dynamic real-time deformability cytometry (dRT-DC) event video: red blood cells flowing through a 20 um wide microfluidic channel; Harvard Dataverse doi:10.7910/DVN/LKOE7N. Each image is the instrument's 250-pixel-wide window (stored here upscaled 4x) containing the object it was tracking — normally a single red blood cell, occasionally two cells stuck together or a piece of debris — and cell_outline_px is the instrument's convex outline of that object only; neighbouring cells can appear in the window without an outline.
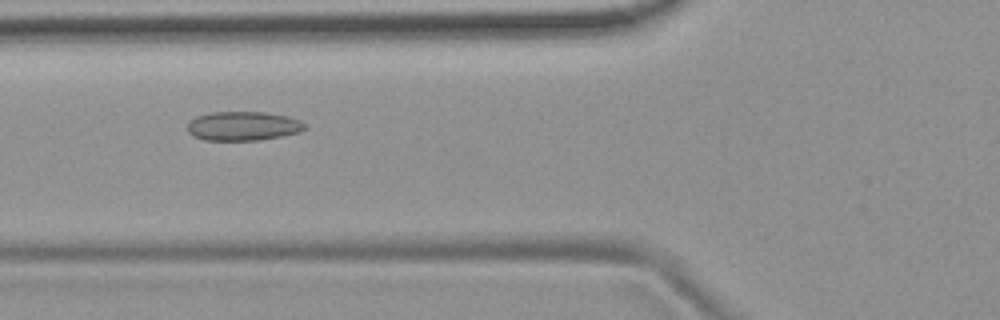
{"species": "common noctule bat (a hibernating species)", "species_latin": "Nyctalus noctula", "temperature_condition": "room temperature", "stored_images_in_passage": 42, "camera_frame_rate_fps": 3000, "um_per_image_px": 0.085, "animal": {"sex": "female", "body_mass_g": 19.9}, "frame": {"image": 1, "passage_image": 8, "time_ms": 2.333, "image_size_px": [1000, 320], "cell_outline_px": [[304, 128], [300, 132], [260, 140], [204, 140], [192, 136], [188, 132], [188, 120], [196, 116], [212, 112], [264, 112], [288, 116], [300, 120], [304, 124]], "centroid_in_image_um": [20.62, 10.71], "position_along_channel_um": 105.2, "area_um2": 19.94}}
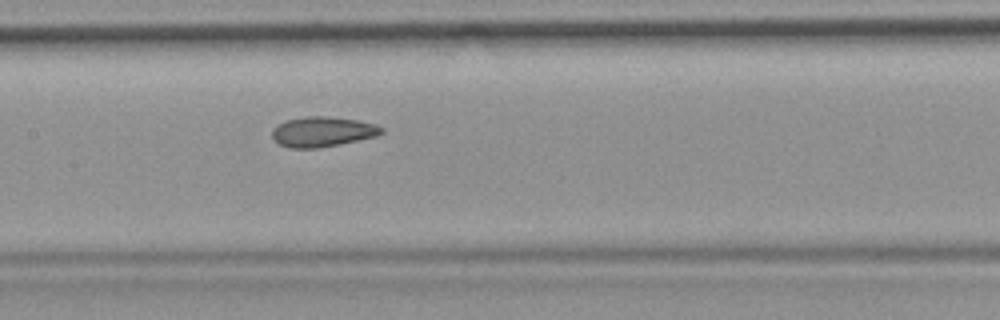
{"frame": {"image": 2, "passage_image": 14, "time_ms": 4.333, "image_size_px": [1000, 320], "cell_outline_px": [[384, 132], [376, 136], [340, 144], [316, 148], [288, 148], [280, 144], [272, 136], [272, 128], [276, 124], [288, 120], [308, 116], [328, 116], [356, 120], [376, 124], [384, 128]], "centroid_in_image_um": [27.41, 11.19], "position_along_channel_um": 180.0, "area_um2": 19.13}}
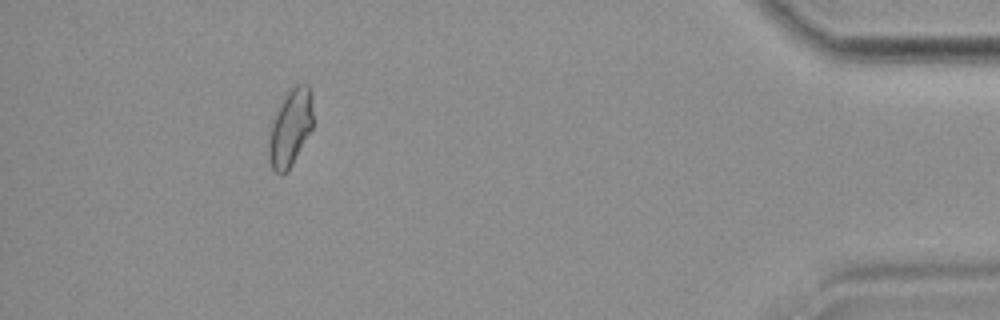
{"frame": {"image": 3, "passage_image": 37, "time_ms": 12.0, "image_size_px": [1000, 320], "cell_outline_px": [[312, 128], [288, 172], [280, 176], [272, 168], [268, 156], [268, 144], [272, 120], [284, 92], [296, 84], [308, 84], [312, 96]], "centroid_in_image_um": [24.66, 10.84], "position_along_channel_um": 410.5, "area_um2": 20.17}, "authors_computed_cell_mechanics": {"area_um2": 19.2763, "velocity_mm_per_s": 3.7352, "shape_relaxation_time_tau1_ms": null, "shape_relaxation_time_tau2_ms": 2.9303, "deformation_change_tau1": null, "deformation_change_tau2": 0.0868}}